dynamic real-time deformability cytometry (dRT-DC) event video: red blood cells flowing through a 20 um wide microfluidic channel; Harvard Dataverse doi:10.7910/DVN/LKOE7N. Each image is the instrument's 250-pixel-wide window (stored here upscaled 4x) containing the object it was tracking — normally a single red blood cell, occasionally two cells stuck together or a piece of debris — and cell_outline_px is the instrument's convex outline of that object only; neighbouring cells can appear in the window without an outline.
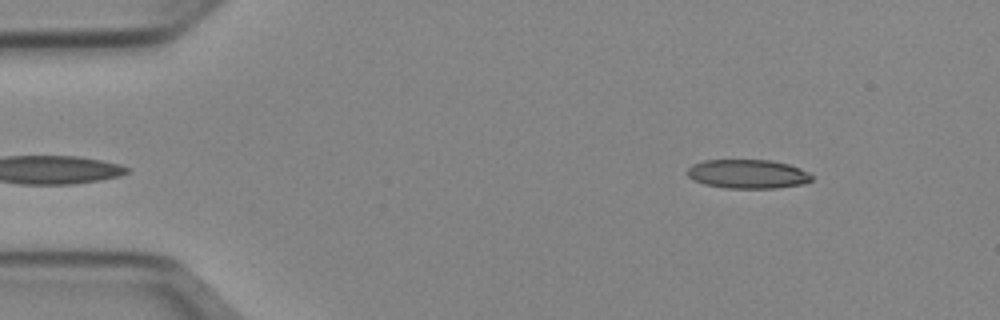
{"species": "Egyptian fruit bat (a non-hibernating species)", "species_latin": "Rousettus aegyptiacus", "temperature_condition": "cold", "stored_images_in_passage": 10, "camera_frame_rate_fps": 3000, "um_per_image_px": 0.085, "animal": {"sex": "female"}, "frame": {"image": 1, "passage_image": 1, "time_ms": 0.0, "image_size_px": [1000, 320], "cell_outline_px": [[812, 180], [804, 184], [776, 188], [724, 188], [704, 184], [688, 176], [688, 168], [692, 164], [704, 160], [772, 160], [788, 164], [800, 168], [808, 172], [812, 176]], "centroid_in_image_um": [63.58, 14.79], "position_along_channel_um": 21.4, "area_um2": 21.04}}